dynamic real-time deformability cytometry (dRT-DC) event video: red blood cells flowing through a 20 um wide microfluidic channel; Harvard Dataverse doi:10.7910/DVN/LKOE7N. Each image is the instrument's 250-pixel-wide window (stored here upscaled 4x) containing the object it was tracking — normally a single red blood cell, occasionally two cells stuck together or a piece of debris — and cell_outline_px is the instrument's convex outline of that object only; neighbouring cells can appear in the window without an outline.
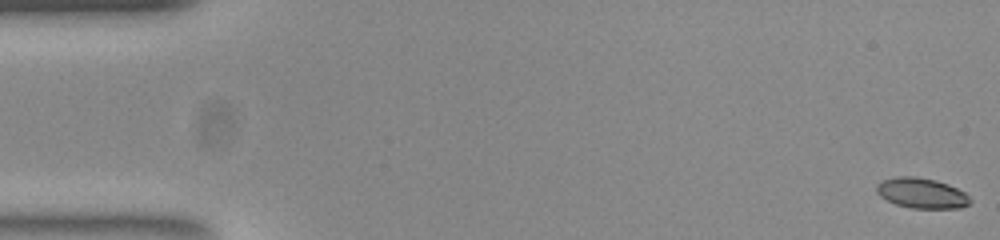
{"species": "common noctule bat (a hibernating species)", "species_latin": "Nyctalus noctula", "temperature_condition": "room temperature", "stored_images_in_passage": 53, "camera_frame_rate_fps": 3000, "um_per_image_px": 0.085, "animal": {"sex": "female", "body_mass_g": 23.0, "forearm_length_mm": 53.4}, "frame": {"image": 1, "passage_image": 1, "time_ms": 0.0, "image_size_px": [1000, 240], "cell_outline_px": [[972, 200], [968, 204], [960, 208], [912, 208], [896, 204], [880, 196], [876, 192], [876, 184], [880, 180], [896, 176], [916, 176], [936, 180], [948, 184], [964, 192]], "centroid_in_image_um": [78.31, 16.4], "position_along_channel_um": 6.7, "area_um2": 16.59}}
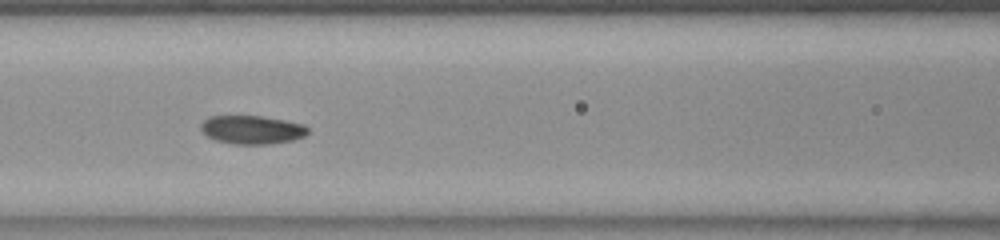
{"frame": {"image": 2, "passage_image": 23, "time_ms": 7.333, "image_size_px": [1000, 240], "cell_outline_px": [[308, 132], [304, 136], [292, 140], [268, 144], [232, 144], [216, 140], [208, 136], [200, 128], [200, 124], [208, 116], [260, 116], [284, 120], [304, 124], [308, 128]], "centroid_in_image_um": [21.41, 11.02], "position_along_channel_um": 145.2, "area_um2": 17.69}}
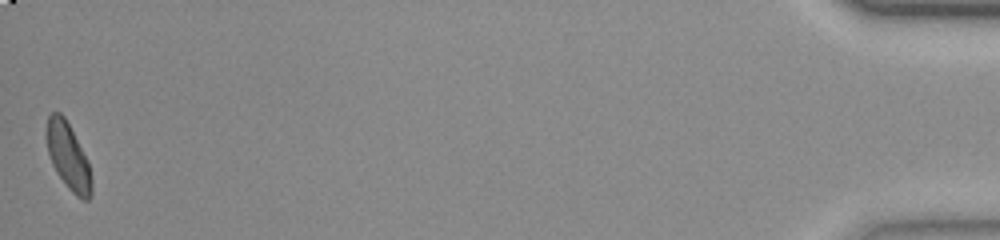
{"frame": {"image": 3, "passage_image": 53, "time_ms": 17.333, "image_size_px": [1000, 240], "cell_outline_px": [[92, 196], [88, 200], [84, 200], [76, 196], [68, 188], [56, 172], [52, 164], [48, 152], [44, 136], [44, 132], [48, 116], [52, 112], [60, 112], [64, 116], [88, 160], [92, 180]], "centroid_in_image_um": [5.78, 13.29], "position_along_channel_um": 429.4, "area_um2": 17.74}, "authors_computed_cell_mechanics": {"area_um2": 17.5134, "velocity_mm_per_s": 3.8475, "shape_relaxation_time_tau1_ms": 2.9688, "shape_relaxation_time_tau2_ms": 1.8682, "deformation_change_tau1": 0.1229, "deformation_change_tau2": 0.0753}}